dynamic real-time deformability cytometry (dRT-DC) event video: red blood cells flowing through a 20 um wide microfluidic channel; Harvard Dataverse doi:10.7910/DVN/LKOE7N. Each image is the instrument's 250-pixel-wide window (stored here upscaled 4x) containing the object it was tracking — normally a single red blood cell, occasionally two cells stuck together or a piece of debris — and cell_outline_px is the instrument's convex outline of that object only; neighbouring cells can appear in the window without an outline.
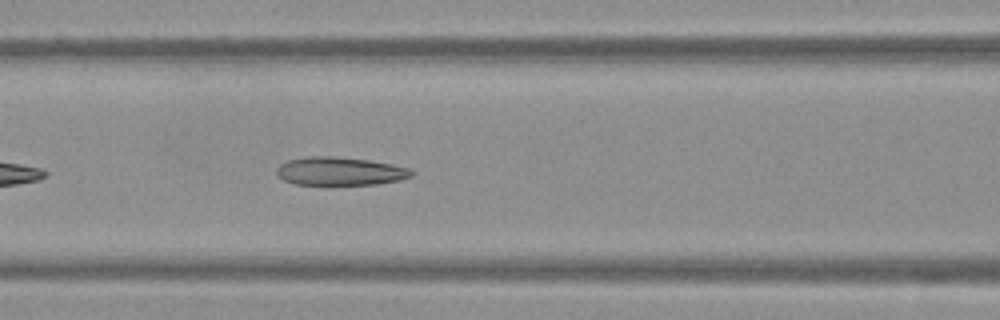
{"species": "Egyptian fruit bat (a non-hibernating species)", "species_latin": "Rousettus aegyptiacus", "temperature_condition": "warm", "stored_images_in_passage": 36, "camera_frame_rate_fps": 3000, "um_per_image_px": 0.085, "frame": {"image": 1, "passage_image": 8, "time_ms": 2.333, "image_size_px": [1000, 320], "cell_outline_px": [[416, 172], [412, 176], [400, 180], [376, 184], [296, 184], [284, 180], [276, 176], [276, 168], [280, 164], [288, 160], [308, 156], [332, 156], [368, 160], [392, 164], [408, 168]], "centroid_in_image_um": [28.89, 14.55], "position_along_channel_um": 137.7, "area_um2": 22.2}}
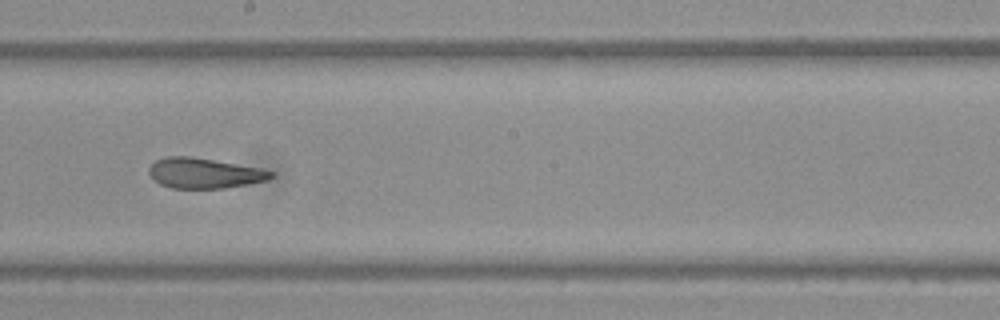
{"frame": {"image": 2, "passage_image": 15, "time_ms": 4.667, "image_size_px": [1000, 320], "cell_outline_px": [[276, 172], [268, 180], [224, 188], [172, 188], [160, 184], [148, 172], [148, 168], [156, 160], [164, 156], [192, 156], [260, 168]], "centroid_in_image_um": [17.36, 14.71], "position_along_channel_um": 230.8, "area_um2": 21.44}}
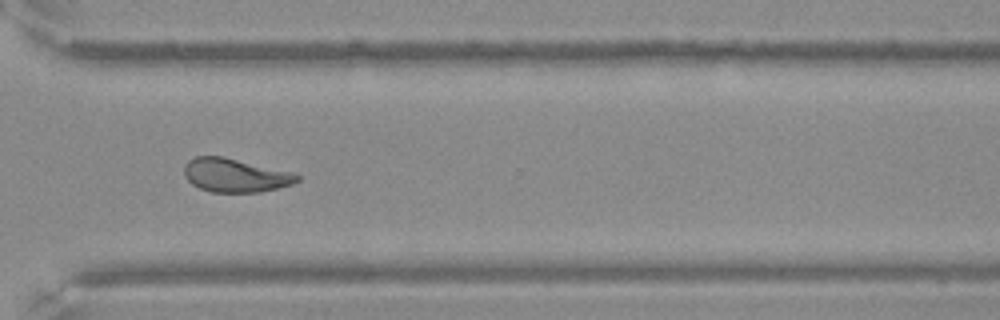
{"frame": {"image": 3, "passage_image": 24, "time_ms": 7.667, "image_size_px": [1000, 320], "cell_outline_px": [[300, 180], [292, 184], [260, 192], [212, 192], [200, 188], [192, 184], [184, 176], [184, 164], [188, 160], [196, 156], [224, 156], [292, 172], [300, 176]], "centroid_in_image_um": [19.98, 14.89], "position_along_channel_um": 350.6, "area_um2": 22.2}}